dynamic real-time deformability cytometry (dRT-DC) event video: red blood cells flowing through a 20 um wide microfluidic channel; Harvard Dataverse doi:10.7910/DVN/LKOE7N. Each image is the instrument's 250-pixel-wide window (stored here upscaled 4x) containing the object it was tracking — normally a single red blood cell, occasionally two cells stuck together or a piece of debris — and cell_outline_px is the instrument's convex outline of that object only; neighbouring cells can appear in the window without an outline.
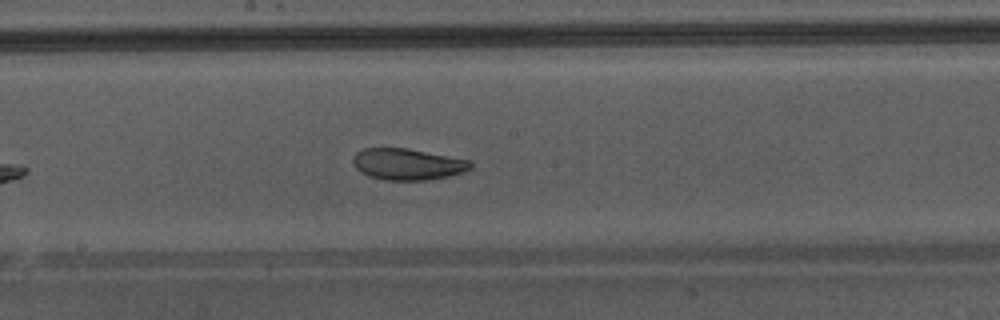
{"species": "Egyptian fruit bat (a non-hibernating species)", "species_latin": "Rousettus aegyptiacus", "temperature_condition": "warm", "stored_images_in_passage": 30, "camera_frame_rate_fps": 3000, "um_per_image_px": 0.085, "animal": {"sex": "male"}, "frame": {"image": 1, "passage_image": 13, "time_ms": 4.0, "image_size_px": [1000, 320], "cell_outline_px": [[472, 168], [464, 172], [448, 176], [424, 180], [384, 180], [368, 176], [360, 172], [356, 168], [352, 160], [352, 156], [356, 152], [364, 148], [408, 148], [472, 160]], "centroid_in_image_um": [34.64, 13.95], "position_along_channel_um": 213.6, "area_um2": 21.73}, "authors_computed_cell_mechanics": {"area_um2": 22.7154, "velocity_mm_per_s": 4.3189, "shape_relaxation_time_tau1_ms": 5.3706, "shape_relaxation_time_tau2_ms": 1.6163, "deformation_change_tau1": 0.1545, "deformation_change_tau2": 0.0698}}